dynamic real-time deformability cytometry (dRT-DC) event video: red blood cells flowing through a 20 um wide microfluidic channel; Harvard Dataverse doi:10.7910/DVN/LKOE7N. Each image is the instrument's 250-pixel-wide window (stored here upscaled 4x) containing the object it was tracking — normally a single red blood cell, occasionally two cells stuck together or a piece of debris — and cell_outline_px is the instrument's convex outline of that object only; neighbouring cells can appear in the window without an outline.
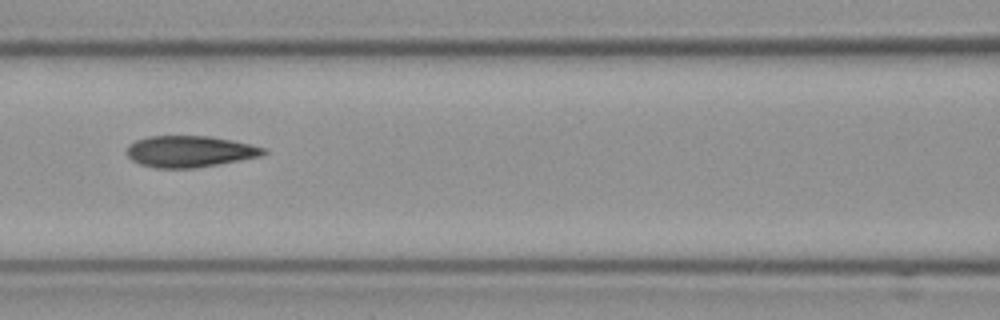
{"species": "Egyptian fruit bat (a non-hibernating species)", "species_latin": "Rousettus aegyptiacus", "temperature_condition": "cold", "stored_images_in_passage": 8, "camera_frame_rate_fps": 3000, "um_per_image_px": 0.085, "frame": {"image": 1, "passage_image": 7, "time_ms": 2.0, "image_size_px": [1000, 320], "cell_outline_px": [[268, 152], [260, 156], [216, 164], [192, 168], [156, 168], [140, 164], [132, 160], [124, 152], [128, 144], [136, 140], [152, 136], [208, 136], [268, 148]], "centroid_in_image_um": [16.07, 12.87], "position_along_channel_um": 150.5, "area_um2": 24.8}}
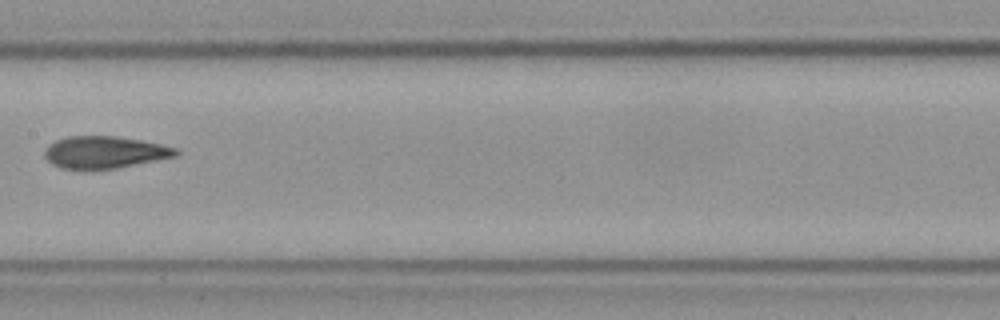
{"frame": {"image": 2, "passage_image": 8, "time_ms": 2.333, "image_size_px": [1000, 320], "cell_outline_px": [[180, 152], [176, 156], [116, 168], [64, 168], [52, 164], [44, 156], [44, 152], [48, 144], [56, 140], [68, 136], [116, 136], [140, 140], [160, 144], [176, 148]], "centroid_in_image_um": [8.88, 12.92], "position_along_channel_um": 198.5, "area_um2": 24.16}}